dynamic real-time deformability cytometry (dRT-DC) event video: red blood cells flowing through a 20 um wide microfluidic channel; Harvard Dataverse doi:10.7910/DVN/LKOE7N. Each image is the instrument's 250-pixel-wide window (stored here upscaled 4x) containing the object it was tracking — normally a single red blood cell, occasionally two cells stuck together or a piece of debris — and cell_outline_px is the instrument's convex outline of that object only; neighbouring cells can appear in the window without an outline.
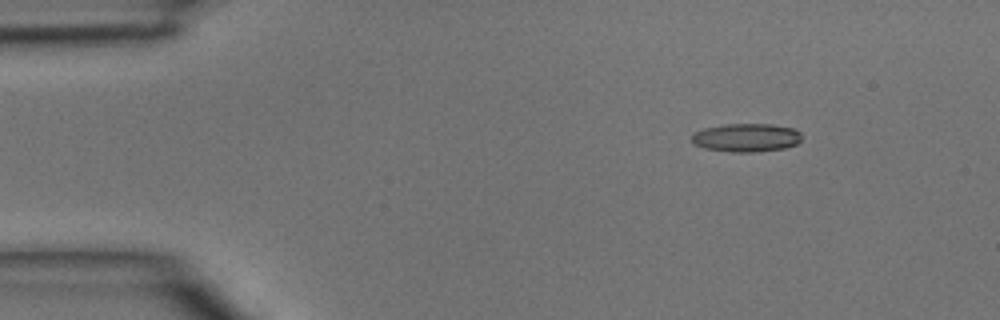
{"species": "common noctule bat (a hibernating species)", "species_latin": "Nyctalus noctula", "temperature_condition": "room temperature", "stored_images_in_passage": 3, "camera_frame_rate_fps": 3000, "um_per_image_px": 0.085, "animal": {"sex": "male", "body_mass_g": 15.6}, "frame": {"image": 1, "passage_image": 2, "time_ms": 0.333, "image_size_px": [1000, 320], "cell_outline_px": [[800, 140], [796, 144], [784, 148], [756, 152], [728, 152], [704, 148], [696, 144], [692, 140], [692, 136], [696, 132], [704, 128], [724, 124], [772, 124], [792, 128], [800, 132]], "centroid_in_image_um": [63.44, 11.7], "position_along_channel_um": 21.6, "area_um2": 18.09}}